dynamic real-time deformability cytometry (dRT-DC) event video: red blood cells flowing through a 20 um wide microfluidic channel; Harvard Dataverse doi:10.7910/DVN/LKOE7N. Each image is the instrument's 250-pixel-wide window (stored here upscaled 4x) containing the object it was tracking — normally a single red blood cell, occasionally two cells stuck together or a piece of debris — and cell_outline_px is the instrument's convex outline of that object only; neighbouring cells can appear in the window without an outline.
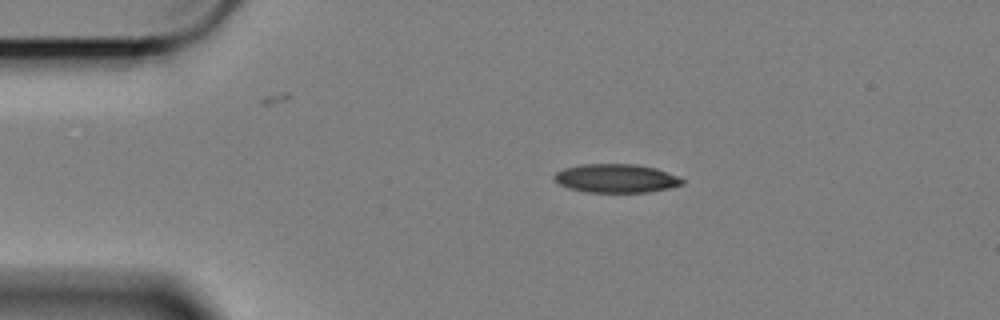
{"species": "Egyptian fruit bat (a non-hibernating species)", "species_latin": "Rousettus aegyptiacus", "temperature_condition": "cold", "stored_images_in_passage": 41, "camera_frame_rate_fps": 3000, "um_per_image_px": 0.085, "animal": {"sex": "female"}, "frame": {"image": 1, "passage_image": 1, "time_ms": 0.0, "image_size_px": [1000, 320], "cell_outline_px": [[684, 184], [668, 188], [648, 192], [588, 192], [568, 188], [560, 184], [552, 176], [556, 172], [564, 168], [580, 164], [636, 164], [656, 168], [676, 176], [684, 180]], "centroid_in_image_um": [52.35, 15.15], "position_along_channel_um": 32.7, "area_um2": 21.27}}
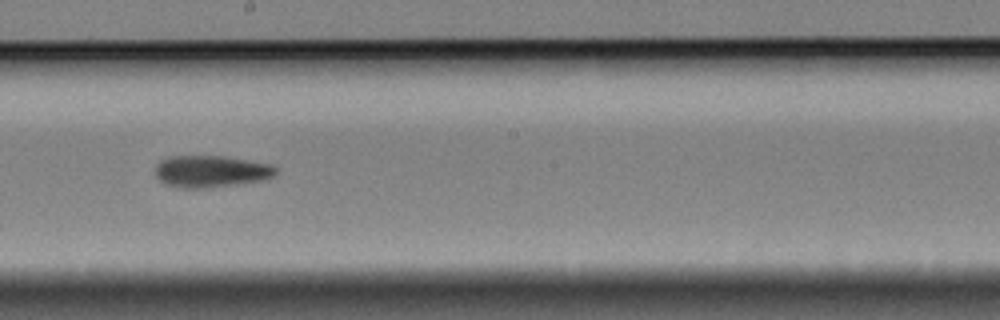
{"frame": {"image": 2, "passage_image": 22, "time_ms": 7.0, "image_size_px": [1000, 320], "cell_outline_px": [[276, 172], [272, 176], [264, 180], [200, 188], [180, 188], [164, 184], [156, 176], [156, 164], [160, 160], [172, 156], [224, 156], [268, 164], [276, 168]], "centroid_in_image_um": [17.87, 14.56], "position_along_channel_um": 230.3, "area_um2": 22.02}}
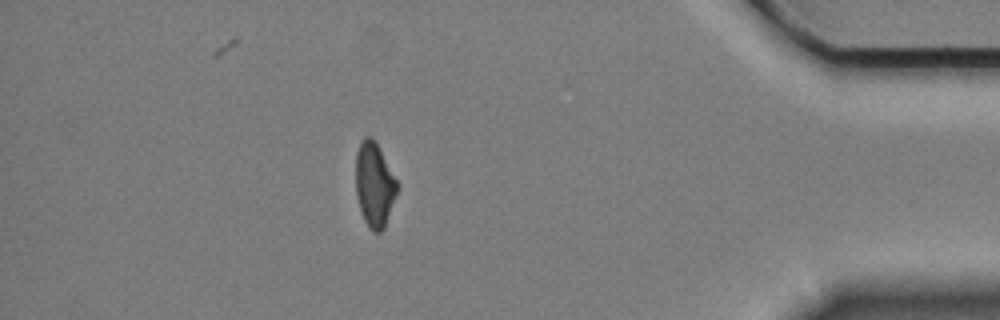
{"frame": {"image": 3, "passage_image": 41, "time_ms": 13.333, "image_size_px": [1000, 320], "cell_outline_px": [[400, 188], [384, 228], [380, 232], [372, 232], [368, 228], [364, 220], [356, 196], [356, 152], [360, 140], [364, 136], [372, 136], [376, 140], [400, 184]], "centroid_in_image_um": [31.85, 15.66], "position_along_channel_um": 403.3, "area_um2": 21.1}, "authors_computed_cell_mechanics": {"area_um2": 22.0218, "velocity_mm_per_s": 3.4092, "shape_relaxation_time_tau1_ms": 9.0494, "shape_relaxation_time_tau2_ms": 10.033, "deformation_change_tau1": 0.1841, "deformation_change_tau2": 0.1867}}